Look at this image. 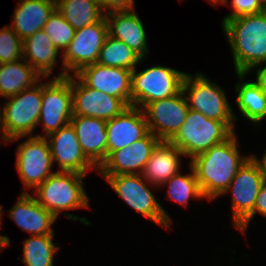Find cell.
Returning <instances> with one entry per match:
<instances>
[{"instance_id":"cell-13","label":"cell","mask_w":266,"mask_h":266,"mask_svg":"<svg viewBox=\"0 0 266 266\" xmlns=\"http://www.w3.org/2000/svg\"><path fill=\"white\" fill-rule=\"evenodd\" d=\"M142 110L149 132L160 141L169 142L184 124L189 105L181 90L172 97L148 103Z\"/></svg>"},{"instance_id":"cell-31","label":"cell","mask_w":266,"mask_h":266,"mask_svg":"<svg viewBox=\"0 0 266 266\" xmlns=\"http://www.w3.org/2000/svg\"><path fill=\"white\" fill-rule=\"evenodd\" d=\"M43 30L60 53L65 51L75 34V29L57 9L49 16Z\"/></svg>"},{"instance_id":"cell-24","label":"cell","mask_w":266,"mask_h":266,"mask_svg":"<svg viewBox=\"0 0 266 266\" xmlns=\"http://www.w3.org/2000/svg\"><path fill=\"white\" fill-rule=\"evenodd\" d=\"M59 55L43 29L23 40V59L44 78L52 77Z\"/></svg>"},{"instance_id":"cell-14","label":"cell","mask_w":266,"mask_h":266,"mask_svg":"<svg viewBox=\"0 0 266 266\" xmlns=\"http://www.w3.org/2000/svg\"><path fill=\"white\" fill-rule=\"evenodd\" d=\"M73 115L94 117L108 121L128 106L120 99L86 86L76 75H71Z\"/></svg>"},{"instance_id":"cell-18","label":"cell","mask_w":266,"mask_h":266,"mask_svg":"<svg viewBox=\"0 0 266 266\" xmlns=\"http://www.w3.org/2000/svg\"><path fill=\"white\" fill-rule=\"evenodd\" d=\"M107 156L144 138L148 124L141 108L128 106L119 115L106 121Z\"/></svg>"},{"instance_id":"cell-20","label":"cell","mask_w":266,"mask_h":266,"mask_svg":"<svg viewBox=\"0 0 266 266\" xmlns=\"http://www.w3.org/2000/svg\"><path fill=\"white\" fill-rule=\"evenodd\" d=\"M108 35L119 39L130 47L141 58L150 54L147 34L135 10L112 12L105 15Z\"/></svg>"},{"instance_id":"cell-15","label":"cell","mask_w":266,"mask_h":266,"mask_svg":"<svg viewBox=\"0 0 266 266\" xmlns=\"http://www.w3.org/2000/svg\"><path fill=\"white\" fill-rule=\"evenodd\" d=\"M161 141L149 132L130 146L112 151L98 168L100 176L141 174L153 150Z\"/></svg>"},{"instance_id":"cell-2","label":"cell","mask_w":266,"mask_h":266,"mask_svg":"<svg viewBox=\"0 0 266 266\" xmlns=\"http://www.w3.org/2000/svg\"><path fill=\"white\" fill-rule=\"evenodd\" d=\"M221 25L236 74H247L254 66L266 63V10L228 19Z\"/></svg>"},{"instance_id":"cell-33","label":"cell","mask_w":266,"mask_h":266,"mask_svg":"<svg viewBox=\"0 0 266 266\" xmlns=\"http://www.w3.org/2000/svg\"><path fill=\"white\" fill-rule=\"evenodd\" d=\"M223 5H227L228 7L231 6L229 8H232V11L230 14L224 16L222 24L228 19H233L242 15L260 13L266 10V7L259 0H230V2L226 0Z\"/></svg>"},{"instance_id":"cell-11","label":"cell","mask_w":266,"mask_h":266,"mask_svg":"<svg viewBox=\"0 0 266 266\" xmlns=\"http://www.w3.org/2000/svg\"><path fill=\"white\" fill-rule=\"evenodd\" d=\"M42 82V105L37 125L42 126L47 137L70 123L73 116L71 75L64 78H44Z\"/></svg>"},{"instance_id":"cell-26","label":"cell","mask_w":266,"mask_h":266,"mask_svg":"<svg viewBox=\"0 0 266 266\" xmlns=\"http://www.w3.org/2000/svg\"><path fill=\"white\" fill-rule=\"evenodd\" d=\"M43 78L23 58L6 64H0V98L17 95L22 90L33 87Z\"/></svg>"},{"instance_id":"cell-34","label":"cell","mask_w":266,"mask_h":266,"mask_svg":"<svg viewBox=\"0 0 266 266\" xmlns=\"http://www.w3.org/2000/svg\"><path fill=\"white\" fill-rule=\"evenodd\" d=\"M104 15L112 12L135 10L134 0H98Z\"/></svg>"},{"instance_id":"cell-38","label":"cell","mask_w":266,"mask_h":266,"mask_svg":"<svg viewBox=\"0 0 266 266\" xmlns=\"http://www.w3.org/2000/svg\"><path fill=\"white\" fill-rule=\"evenodd\" d=\"M258 159L262 163L263 169L265 170L266 173V150L264 151L262 157L261 158L258 157Z\"/></svg>"},{"instance_id":"cell-19","label":"cell","mask_w":266,"mask_h":266,"mask_svg":"<svg viewBox=\"0 0 266 266\" xmlns=\"http://www.w3.org/2000/svg\"><path fill=\"white\" fill-rule=\"evenodd\" d=\"M8 215L19 228L31 233V236L55 235L52 225L57 218L40 205L33 194L21 192Z\"/></svg>"},{"instance_id":"cell-22","label":"cell","mask_w":266,"mask_h":266,"mask_svg":"<svg viewBox=\"0 0 266 266\" xmlns=\"http://www.w3.org/2000/svg\"><path fill=\"white\" fill-rule=\"evenodd\" d=\"M55 9V0H18L10 27L24 40L42 30Z\"/></svg>"},{"instance_id":"cell-5","label":"cell","mask_w":266,"mask_h":266,"mask_svg":"<svg viewBox=\"0 0 266 266\" xmlns=\"http://www.w3.org/2000/svg\"><path fill=\"white\" fill-rule=\"evenodd\" d=\"M266 182V173L257 155L251 157L239 168L228 188L223 192L231 194L233 227L246 235L254 218V204L261 186Z\"/></svg>"},{"instance_id":"cell-30","label":"cell","mask_w":266,"mask_h":266,"mask_svg":"<svg viewBox=\"0 0 266 266\" xmlns=\"http://www.w3.org/2000/svg\"><path fill=\"white\" fill-rule=\"evenodd\" d=\"M188 165L190 168L188 174H183L180 171L160 186L162 188L167 185L166 198L177 202L183 207H188V203L192 198L195 200L204 199L194 169L190 164Z\"/></svg>"},{"instance_id":"cell-25","label":"cell","mask_w":266,"mask_h":266,"mask_svg":"<svg viewBox=\"0 0 266 266\" xmlns=\"http://www.w3.org/2000/svg\"><path fill=\"white\" fill-rule=\"evenodd\" d=\"M237 75L238 81L235 84L237 95L236 106L243 117L261 126V122L266 119V93L253 81H245L248 74L240 73Z\"/></svg>"},{"instance_id":"cell-7","label":"cell","mask_w":266,"mask_h":266,"mask_svg":"<svg viewBox=\"0 0 266 266\" xmlns=\"http://www.w3.org/2000/svg\"><path fill=\"white\" fill-rule=\"evenodd\" d=\"M102 177L112 187V190L136 212L165 229L171 228L173 219L151 191L153 187L159 188L158 186L147 182L141 174Z\"/></svg>"},{"instance_id":"cell-23","label":"cell","mask_w":266,"mask_h":266,"mask_svg":"<svg viewBox=\"0 0 266 266\" xmlns=\"http://www.w3.org/2000/svg\"><path fill=\"white\" fill-rule=\"evenodd\" d=\"M182 151L170 142L161 141L153 150L150 159L144 166L141 175L155 186H160L181 171Z\"/></svg>"},{"instance_id":"cell-16","label":"cell","mask_w":266,"mask_h":266,"mask_svg":"<svg viewBox=\"0 0 266 266\" xmlns=\"http://www.w3.org/2000/svg\"><path fill=\"white\" fill-rule=\"evenodd\" d=\"M50 148L52 161L57 162L58 170L63 172H76L87 175L90 170L98 168L85 156L71 123L61 127L46 137Z\"/></svg>"},{"instance_id":"cell-40","label":"cell","mask_w":266,"mask_h":266,"mask_svg":"<svg viewBox=\"0 0 266 266\" xmlns=\"http://www.w3.org/2000/svg\"><path fill=\"white\" fill-rule=\"evenodd\" d=\"M2 210H3V206L0 205V227H1V224H2L1 223L2 221L1 220H2V217H3V215H2L3 211Z\"/></svg>"},{"instance_id":"cell-35","label":"cell","mask_w":266,"mask_h":266,"mask_svg":"<svg viewBox=\"0 0 266 266\" xmlns=\"http://www.w3.org/2000/svg\"><path fill=\"white\" fill-rule=\"evenodd\" d=\"M259 213L266 217V182L261 186L254 204V217Z\"/></svg>"},{"instance_id":"cell-41","label":"cell","mask_w":266,"mask_h":266,"mask_svg":"<svg viewBox=\"0 0 266 266\" xmlns=\"http://www.w3.org/2000/svg\"><path fill=\"white\" fill-rule=\"evenodd\" d=\"M266 7V0H259Z\"/></svg>"},{"instance_id":"cell-28","label":"cell","mask_w":266,"mask_h":266,"mask_svg":"<svg viewBox=\"0 0 266 266\" xmlns=\"http://www.w3.org/2000/svg\"><path fill=\"white\" fill-rule=\"evenodd\" d=\"M143 60L145 58H141L124 42L107 35L100 50L97 63L103 66L119 67L132 71Z\"/></svg>"},{"instance_id":"cell-17","label":"cell","mask_w":266,"mask_h":266,"mask_svg":"<svg viewBox=\"0 0 266 266\" xmlns=\"http://www.w3.org/2000/svg\"><path fill=\"white\" fill-rule=\"evenodd\" d=\"M131 74L132 71L128 69L94 63L75 75L86 86L120 98L127 106H131Z\"/></svg>"},{"instance_id":"cell-36","label":"cell","mask_w":266,"mask_h":266,"mask_svg":"<svg viewBox=\"0 0 266 266\" xmlns=\"http://www.w3.org/2000/svg\"><path fill=\"white\" fill-rule=\"evenodd\" d=\"M261 65L263 64L254 66L247 74H249L250 72L252 73V71H254L255 69L256 79H254V82L266 93V63L263 67H261Z\"/></svg>"},{"instance_id":"cell-27","label":"cell","mask_w":266,"mask_h":266,"mask_svg":"<svg viewBox=\"0 0 266 266\" xmlns=\"http://www.w3.org/2000/svg\"><path fill=\"white\" fill-rule=\"evenodd\" d=\"M56 9L75 29L100 21L103 14L98 0H55Z\"/></svg>"},{"instance_id":"cell-32","label":"cell","mask_w":266,"mask_h":266,"mask_svg":"<svg viewBox=\"0 0 266 266\" xmlns=\"http://www.w3.org/2000/svg\"><path fill=\"white\" fill-rule=\"evenodd\" d=\"M23 58V40L8 25L0 29V64Z\"/></svg>"},{"instance_id":"cell-1","label":"cell","mask_w":266,"mask_h":266,"mask_svg":"<svg viewBox=\"0 0 266 266\" xmlns=\"http://www.w3.org/2000/svg\"><path fill=\"white\" fill-rule=\"evenodd\" d=\"M235 132L224 142L212 146L190 160L203 197L214 201L228 188L239 168L252 154L242 155Z\"/></svg>"},{"instance_id":"cell-29","label":"cell","mask_w":266,"mask_h":266,"mask_svg":"<svg viewBox=\"0 0 266 266\" xmlns=\"http://www.w3.org/2000/svg\"><path fill=\"white\" fill-rule=\"evenodd\" d=\"M55 235L31 236L23 241V258L26 266H54V256L59 248L53 242Z\"/></svg>"},{"instance_id":"cell-8","label":"cell","mask_w":266,"mask_h":266,"mask_svg":"<svg viewBox=\"0 0 266 266\" xmlns=\"http://www.w3.org/2000/svg\"><path fill=\"white\" fill-rule=\"evenodd\" d=\"M234 132L224 123L189 109L184 124L169 141L190 160L228 139Z\"/></svg>"},{"instance_id":"cell-6","label":"cell","mask_w":266,"mask_h":266,"mask_svg":"<svg viewBox=\"0 0 266 266\" xmlns=\"http://www.w3.org/2000/svg\"><path fill=\"white\" fill-rule=\"evenodd\" d=\"M182 90L189 109L200 112L209 119L224 122L233 132L238 117L230 106L225 89L211 81L205 74L186 73Z\"/></svg>"},{"instance_id":"cell-12","label":"cell","mask_w":266,"mask_h":266,"mask_svg":"<svg viewBox=\"0 0 266 266\" xmlns=\"http://www.w3.org/2000/svg\"><path fill=\"white\" fill-rule=\"evenodd\" d=\"M15 166L26 189L35 190L54 174L51 148L47 138L27 136L17 147Z\"/></svg>"},{"instance_id":"cell-39","label":"cell","mask_w":266,"mask_h":266,"mask_svg":"<svg viewBox=\"0 0 266 266\" xmlns=\"http://www.w3.org/2000/svg\"><path fill=\"white\" fill-rule=\"evenodd\" d=\"M226 0H207V2H209L212 5H216L218 6L219 4H223Z\"/></svg>"},{"instance_id":"cell-9","label":"cell","mask_w":266,"mask_h":266,"mask_svg":"<svg viewBox=\"0 0 266 266\" xmlns=\"http://www.w3.org/2000/svg\"><path fill=\"white\" fill-rule=\"evenodd\" d=\"M131 74V106L143 109L148 103L178 94L186 72L155 65Z\"/></svg>"},{"instance_id":"cell-3","label":"cell","mask_w":266,"mask_h":266,"mask_svg":"<svg viewBox=\"0 0 266 266\" xmlns=\"http://www.w3.org/2000/svg\"><path fill=\"white\" fill-rule=\"evenodd\" d=\"M84 177L86 175L76 172L56 171L50 175L34 193L37 202L50 211L57 219L64 214L67 219L80 221L89 226L90 222L86 217H77L64 211L75 209H89V196L86 193Z\"/></svg>"},{"instance_id":"cell-4","label":"cell","mask_w":266,"mask_h":266,"mask_svg":"<svg viewBox=\"0 0 266 266\" xmlns=\"http://www.w3.org/2000/svg\"><path fill=\"white\" fill-rule=\"evenodd\" d=\"M42 80L17 95L6 98L0 108V131L4 144L34 136L42 105Z\"/></svg>"},{"instance_id":"cell-21","label":"cell","mask_w":266,"mask_h":266,"mask_svg":"<svg viewBox=\"0 0 266 266\" xmlns=\"http://www.w3.org/2000/svg\"><path fill=\"white\" fill-rule=\"evenodd\" d=\"M70 123L74 127L83 153L99 168L107 158L106 121L94 117L73 115Z\"/></svg>"},{"instance_id":"cell-10","label":"cell","mask_w":266,"mask_h":266,"mask_svg":"<svg viewBox=\"0 0 266 266\" xmlns=\"http://www.w3.org/2000/svg\"><path fill=\"white\" fill-rule=\"evenodd\" d=\"M108 35L105 16L98 22L75 30L70 44L62 53V66L56 78L75 75L82 68L97 63L99 53Z\"/></svg>"},{"instance_id":"cell-37","label":"cell","mask_w":266,"mask_h":266,"mask_svg":"<svg viewBox=\"0 0 266 266\" xmlns=\"http://www.w3.org/2000/svg\"><path fill=\"white\" fill-rule=\"evenodd\" d=\"M10 243L8 236L0 234V252L3 251L4 247L9 246Z\"/></svg>"}]
</instances>
